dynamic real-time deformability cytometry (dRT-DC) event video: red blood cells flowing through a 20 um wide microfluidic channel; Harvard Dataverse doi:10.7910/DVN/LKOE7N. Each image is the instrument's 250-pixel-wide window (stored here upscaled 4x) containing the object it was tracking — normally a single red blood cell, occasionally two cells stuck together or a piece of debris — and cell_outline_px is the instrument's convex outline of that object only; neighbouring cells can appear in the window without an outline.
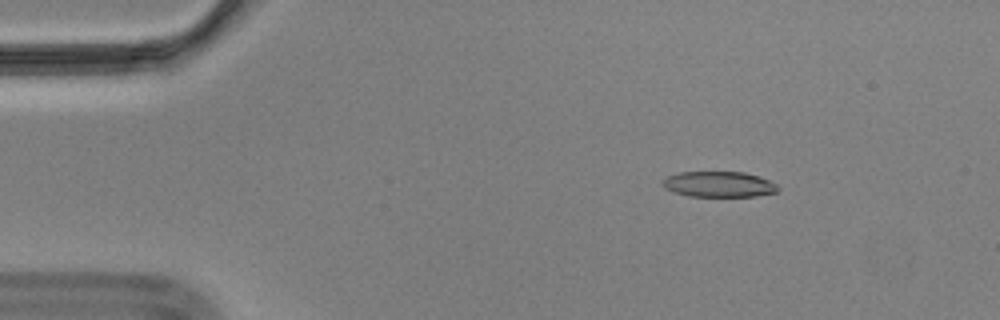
{"species": "Egyptian fruit bat (a non-hibernating species)", "species_latin": "Rousettus aegyptiacus", "temperature_condition": "cold", "stored_images_in_passage": 55, "camera_frame_rate_fps": 3000, "um_per_image_px": 0.085, "animal": {"sex": "male"}, "frame": {"image": 1, "passage_image": 6, "time_ms": 1.667, "image_size_px": [1000, 320], "cell_outline_px": [[780, 188], [776, 192], [756, 196], [688, 196], [672, 192], [664, 188], [660, 184], [668, 176], [680, 172], [744, 172], [760, 176], [776, 184]], "centroid_in_image_um": [61.09, 15.66], "position_along_channel_um": 23.9, "area_um2": 17.28}}
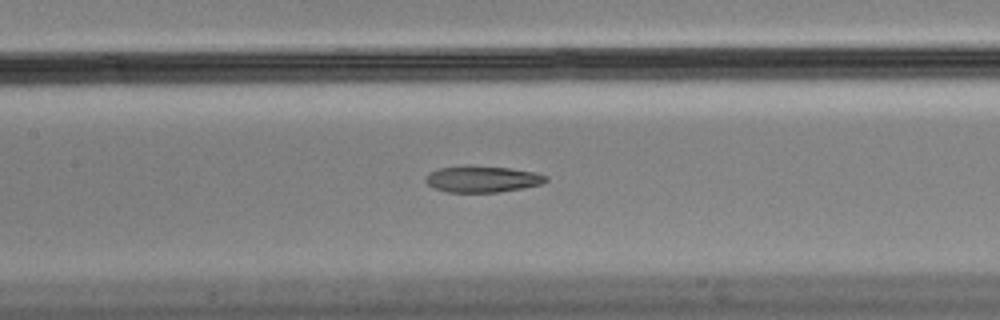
{"frame": {"image": 2, "passage_image": 24, "time_ms": 7.667, "image_size_px": [1000, 320], "cell_outline_px": [[548, 180], [540, 184], [500, 192], [448, 192], [436, 188], [428, 184], [424, 180], [432, 172], [440, 168], [468, 164], [508, 168], [532, 172], [548, 176]], "centroid_in_image_um": [40.99, 15.21], "position_along_channel_um": 166.4, "area_um2": 18.32}}
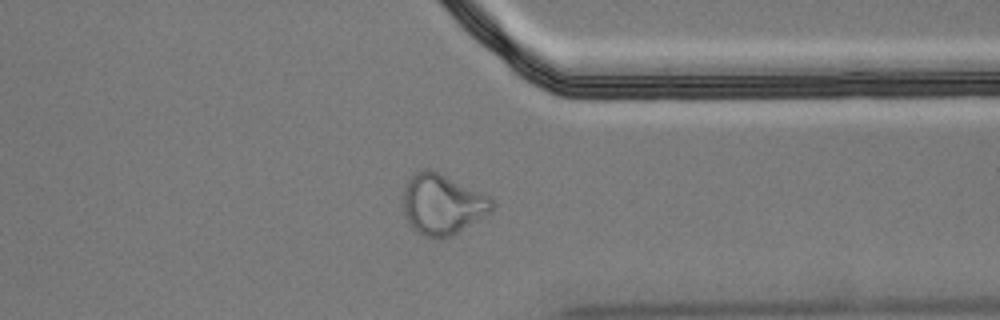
{"frame": {"image": 3, "passage_image": 42, "time_ms": 13.667, "image_size_px": [1000, 320], "cell_outline_px": [[492, 212], [452, 236], [420, 236], [408, 224], [404, 216], [404, 184], [416, 172], [424, 168], [432, 168], [492, 196]], "centroid_in_image_um": [37.61, 17.33], "position_along_channel_um": 373.8, "area_um2": 31.73}, "authors_computed_cell_mechanics": {"area_um2": 19.4786, "velocity_mm_per_s": 3.5126, "shape_relaxation_time_tau1_ms": null, "shape_relaxation_time_tau2_ms": 4.2887, "deformation_change_tau1": null, "deformation_change_tau2": 0.1338}}